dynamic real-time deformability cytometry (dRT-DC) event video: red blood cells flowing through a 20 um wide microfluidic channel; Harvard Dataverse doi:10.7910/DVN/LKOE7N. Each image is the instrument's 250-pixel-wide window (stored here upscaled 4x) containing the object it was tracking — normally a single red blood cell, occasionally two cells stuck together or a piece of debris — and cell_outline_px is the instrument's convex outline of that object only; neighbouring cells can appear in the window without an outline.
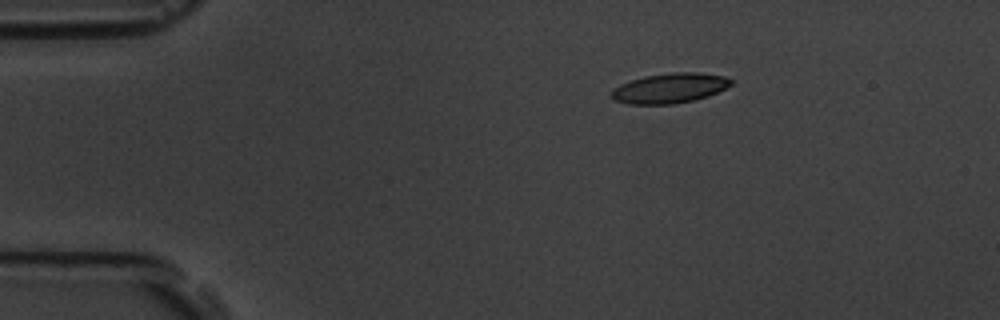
{"species": "common noctule bat (a hibernating species)", "species_latin": "Nyctalus noctula", "temperature_condition": "room temperature", "stored_images_in_passage": 4, "camera_frame_rate_fps": 3000, "um_per_image_px": 0.085, "animal": {"sex": "male", "body_mass_g": 19.5, "forearm_length_mm": 54.6}, "frame": {"image": 1, "passage_image": 2, "time_ms": 1.333, "image_size_px": [1000, 320], "cell_outline_px": [[732, 84], [708, 96], [696, 100], [672, 104], [628, 104], [612, 100], [612, 88], [620, 84], [644, 76], [672, 72], [700, 72], [724, 76], [732, 80]], "centroid_in_image_um": [56.9, 7.49], "position_along_channel_um": 28.1, "area_um2": 20.92}}